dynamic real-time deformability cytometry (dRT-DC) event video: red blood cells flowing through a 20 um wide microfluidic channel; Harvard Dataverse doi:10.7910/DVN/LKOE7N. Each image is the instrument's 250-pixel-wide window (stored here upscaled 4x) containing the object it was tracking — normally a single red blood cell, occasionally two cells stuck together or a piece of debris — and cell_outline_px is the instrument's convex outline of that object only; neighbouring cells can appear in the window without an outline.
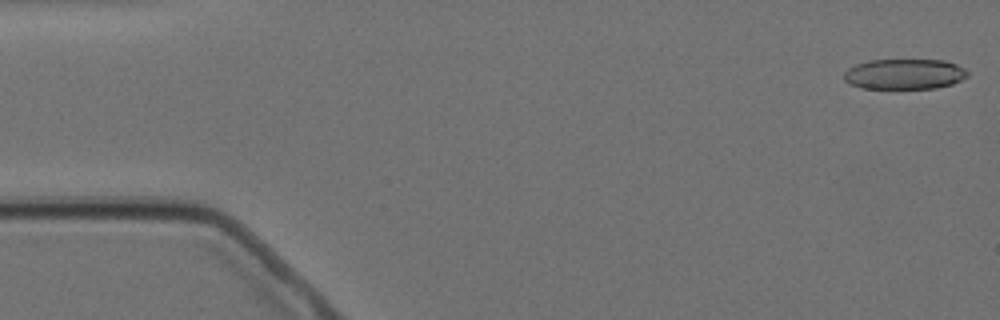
{"species": "Egyptian fruit bat (a non-hibernating species)", "species_latin": "Rousettus aegyptiacus", "temperature_condition": "cold", "stored_images_in_passage": 5, "camera_frame_rate_fps": 3000, "um_per_image_px": 0.085, "animal": {"sex": "female"}, "frame": {"image": 1, "passage_image": 1, "time_ms": 0.0, "image_size_px": [1000, 320], "cell_outline_px": [[968, 76], [952, 84], [936, 88], [860, 88], [848, 84], [844, 80], [844, 72], [848, 68], [856, 64], [868, 60], [944, 60], [956, 64], [964, 68], [968, 72]], "centroid_in_image_um": [76.85, 6.29], "position_along_channel_um": 8.1, "area_um2": 21.96}}
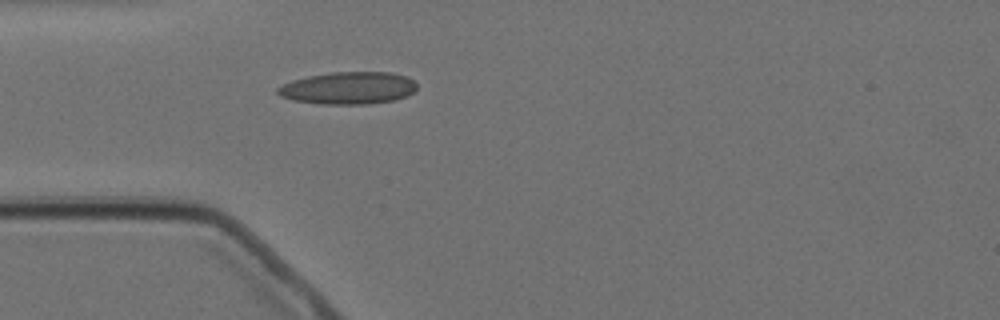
{"frame": {"image": 2, "passage_image": 5, "time_ms": 4.667, "image_size_px": [1000, 320], "cell_outline_px": [[416, 88], [408, 96], [396, 100], [368, 104], [324, 104], [292, 100], [280, 96], [276, 92], [276, 88], [292, 80], [308, 76], [332, 72], [388, 72], [404, 76], [412, 80], [416, 84]], "centroid_in_image_um": [29.59, 7.49], "position_along_channel_um": 55.4, "area_um2": 26.18}}